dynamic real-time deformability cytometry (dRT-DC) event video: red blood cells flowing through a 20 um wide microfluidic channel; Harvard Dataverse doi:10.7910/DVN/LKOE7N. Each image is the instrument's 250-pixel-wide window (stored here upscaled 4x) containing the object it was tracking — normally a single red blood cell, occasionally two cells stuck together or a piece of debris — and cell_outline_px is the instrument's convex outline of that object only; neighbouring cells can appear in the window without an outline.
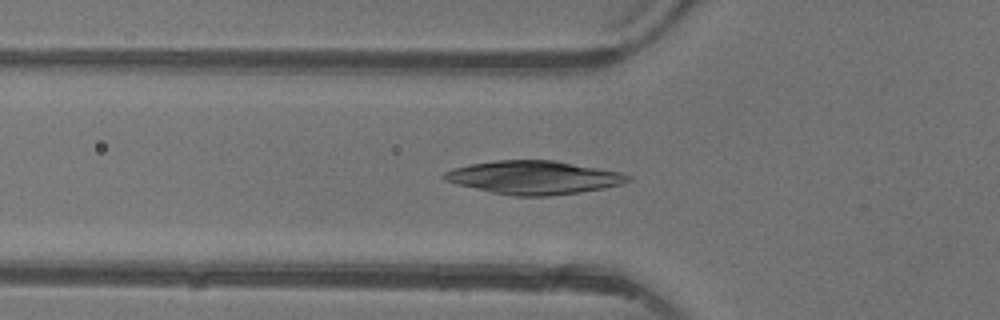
{"species": "common noctule bat (a hibernating species)", "species_latin": "Nyctalus noctula", "temperature_condition": "warm", "stored_images_in_passage": 3, "camera_frame_rate_fps": 3000, "um_per_image_px": 0.085, "animal": {"sex": "female"}, "frame": {"image": 1, "passage_image": 3, "time_ms": 2.333, "image_size_px": [1000, 320], "cell_outline_px": [[632, 180], [620, 184], [604, 188], [580, 192], [548, 196], [512, 196], [492, 192], [456, 184], [444, 180], [440, 176], [444, 172], [452, 168], [468, 164], [496, 160], [556, 160], [620, 172], [632, 176]], "centroid_in_image_um": [45.35, 15.08], "position_along_channel_um": 80.5, "area_um2": 35.89}}